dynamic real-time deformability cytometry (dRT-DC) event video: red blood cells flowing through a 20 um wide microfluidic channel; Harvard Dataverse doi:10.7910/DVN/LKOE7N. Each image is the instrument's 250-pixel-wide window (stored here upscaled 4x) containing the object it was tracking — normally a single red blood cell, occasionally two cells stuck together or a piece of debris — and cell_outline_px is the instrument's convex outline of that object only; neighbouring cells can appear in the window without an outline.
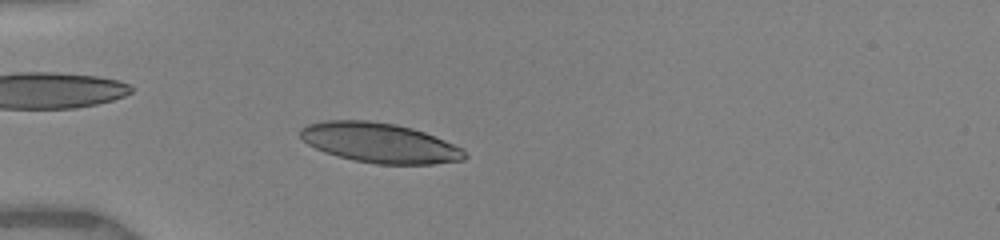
{"species": "human", "species_latin": "Homo sapiens", "temperature_condition": "warm", "stored_images_in_passage": 50, "camera_frame_rate_fps": 3000, "um_per_image_px": 0.085, "donor": {"sex": "female"}, "frame": {"image": 1, "passage_image": 13, "time_ms": 4.0, "image_size_px": [1000, 240], "cell_outline_px": [[468, 156], [464, 160], [432, 164], [376, 164], [352, 160], [324, 152], [308, 144], [300, 136], [300, 128], [308, 124], [324, 120], [368, 120], [396, 124], [412, 128], [424, 132], [464, 148]], "centroid_in_image_um": [32.28, 12.14], "position_along_channel_um": 52.7, "area_um2": 38.32}}
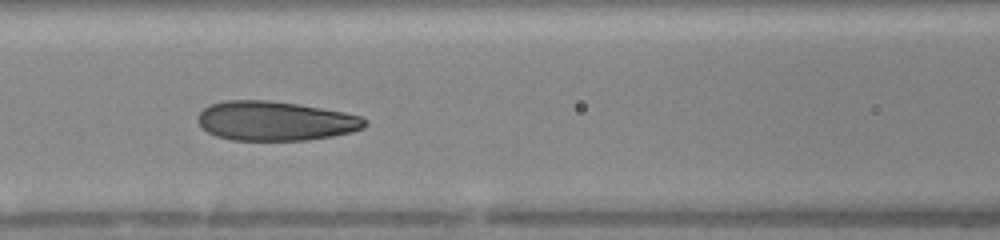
{"frame": {"image": 2, "passage_image": 21, "time_ms": 6.667, "image_size_px": [1000, 240], "cell_outline_px": [[368, 124], [364, 128], [352, 132], [332, 136], [308, 140], [232, 140], [216, 136], [208, 132], [196, 120], [196, 116], [204, 108], [212, 104], [224, 100], [268, 100], [296, 104], [344, 112], [360, 116], [368, 120]], "centroid_in_image_um": [23.41, 10.28], "position_along_channel_um": 143.2, "area_um2": 38.38}}
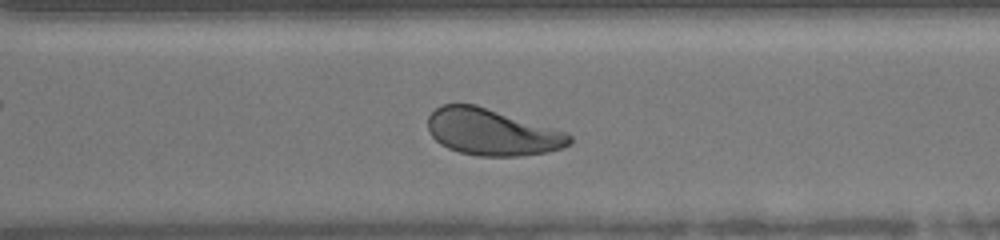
{"frame": {"image": 3, "passage_image": 39, "time_ms": 11.333, "image_size_px": [1000, 240], "cell_outline_px": [[572, 144], [548, 152], [520, 156], [480, 156], [460, 152], [448, 148], [440, 144], [428, 132], [428, 116], [440, 104], [476, 104], [568, 132], [572, 136]], "centroid_in_image_um": [41.83, 11.22], "position_along_channel_um": 328.8, "area_um2": 38.67}, "authors_computed_cell_mechanics": {"area_um2": 38.6104, "velocity_mm_per_s": 3.9864, "shape_relaxation_time_tau1_ms": 3.0844, "shape_relaxation_time_tau2_ms": 0.9357, "deformation_change_tau1": 0.1393, "deformation_change_tau2": 0.075}}